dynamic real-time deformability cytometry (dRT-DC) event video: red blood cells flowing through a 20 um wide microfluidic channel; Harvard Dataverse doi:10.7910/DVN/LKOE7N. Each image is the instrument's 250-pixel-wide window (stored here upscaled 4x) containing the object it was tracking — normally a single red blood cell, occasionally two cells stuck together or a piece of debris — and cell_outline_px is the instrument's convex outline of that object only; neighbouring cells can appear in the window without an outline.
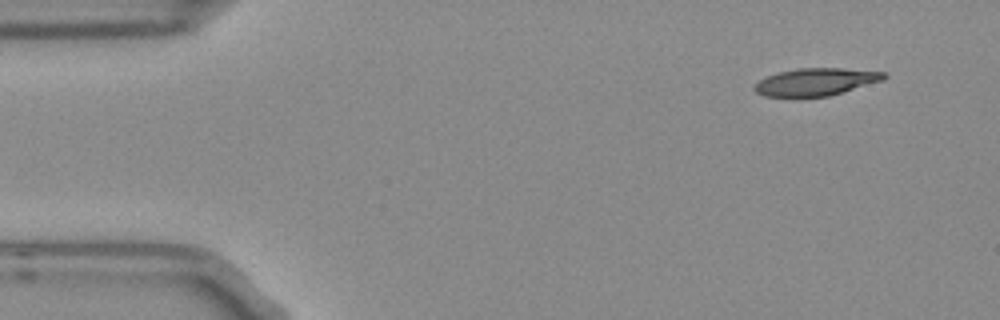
{"species": "Egyptian fruit bat (a non-hibernating species)", "species_latin": "Rousettus aegyptiacus", "temperature_condition": "room temperature", "stored_images_in_passage": 5, "camera_frame_rate_fps": 3000, "um_per_image_px": 0.085, "frame": {"image": 1, "passage_image": 1, "time_ms": 0.0, "image_size_px": [1000, 320], "cell_outline_px": [[888, 76], [884, 80], [828, 96], [764, 96], [756, 92], [752, 88], [760, 80], [768, 76], [780, 72], [796, 68], [844, 68], [884, 72]], "centroid_in_image_um": [69.37, 6.95], "position_along_channel_um": 15.6, "area_um2": 20.46}}